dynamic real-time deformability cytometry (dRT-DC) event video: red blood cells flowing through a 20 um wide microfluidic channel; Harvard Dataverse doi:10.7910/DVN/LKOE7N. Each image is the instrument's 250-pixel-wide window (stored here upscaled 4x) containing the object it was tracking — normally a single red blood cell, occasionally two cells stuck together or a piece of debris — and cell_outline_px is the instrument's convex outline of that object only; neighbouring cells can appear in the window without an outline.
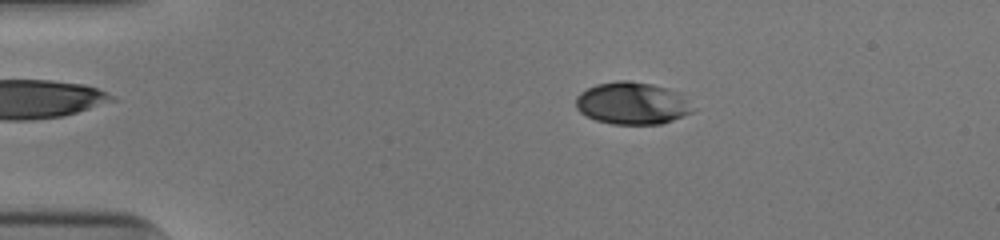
{"species": "human", "species_latin": "Homo sapiens", "temperature_condition": "cold", "stored_images_in_passage": 53, "camera_frame_rate_fps": 3000, "um_per_image_px": 0.085, "donor": {"sex": "male"}, "frame": {"image": 1, "passage_image": 11, "time_ms": 3.333, "image_size_px": [1000, 240], "cell_outline_px": [[692, 112], [672, 120], [660, 124], [612, 124], [596, 120], [580, 112], [576, 108], [576, 96], [580, 92], [596, 84], [616, 80], [628, 80], [652, 84], [668, 88], [680, 92]], "centroid_in_image_um": [53.68, 8.76], "position_along_channel_um": 31.3, "area_um2": 28.55}}
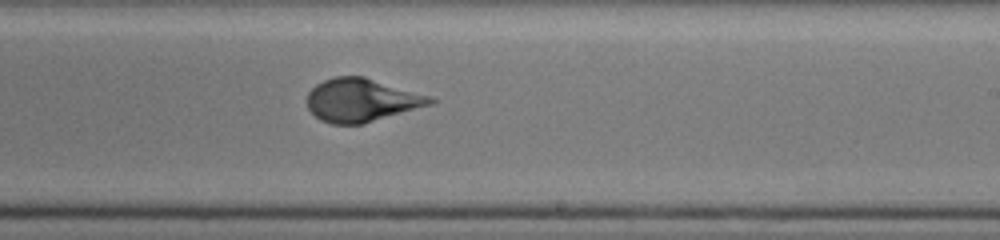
{"frame": {"image": 2, "passage_image": 33, "time_ms": 10.667, "image_size_px": [1000, 240], "cell_outline_px": [[436, 100], [432, 104], [364, 124], [332, 124], [320, 120], [308, 108], [308, 92], [316, 84], [324, 80], [336, 76], [364, 76], [432, 96]], "centroid_in_image_um": [30.75, 8.51], "position_along_channel_um": 258.3, "area_um2": 31.04}}
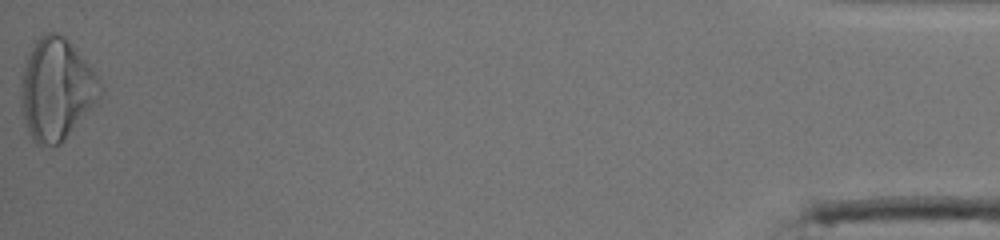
{"frame": {"image": 3, "passage_image": 53, "time_ms": 17.333, "image_size_px": [1000, 240], "cell_outline_px": [[100, 96], [96, 104], [64, 140], [60, 144], [36, 144], [32, 140], [28, 132], [24, 120], [20, 100], [20, 88], [24, 68], [32, 40], [48, 32], [56, 32], [72, 44], [100, 80]], "centroid_in_image_um": [4.76, 7.58], "position_along_channel_um": 430.4, "area_um2": 46.7}, "authors_computed_cell_mechanics": {"area_um2": 30.5184, "velocity_mm_per_s": 3.9475, "shape_relaxation_time_tau1_ms": 6.5318, "shape_relaxation_time_tau2_ms": null, "deformation_change_tau1": 0.2442, "deformation_change_tau2": null}}